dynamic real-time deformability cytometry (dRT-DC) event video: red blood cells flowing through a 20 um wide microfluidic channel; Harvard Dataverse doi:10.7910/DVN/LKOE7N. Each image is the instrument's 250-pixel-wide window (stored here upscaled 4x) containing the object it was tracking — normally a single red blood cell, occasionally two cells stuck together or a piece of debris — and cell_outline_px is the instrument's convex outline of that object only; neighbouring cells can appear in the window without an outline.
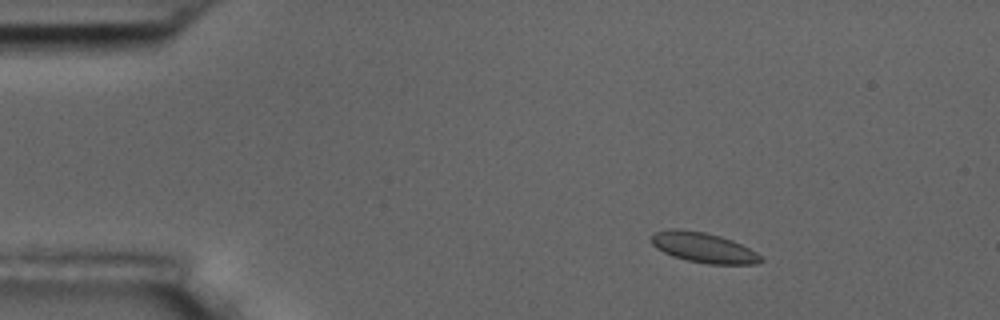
{"species": "common noctule bat (a hibernating species)", "species_latin": "Nyctalus noctula", "temperature_condition": "room temperature", "stored_images_in_passage": 5, "camera_frame_rate_fps": 3000, "um_per_image_px": 0.085, "animal": {"sex": "male", "body_mass_g": 17.5, "forearm_length_mm": 52.3}, "frame": {"image": 1, "passage_image": 2, "time_ms": 1.0, "image_size_px": [1000, 320], "cell_outline_px": [[764, 260], [756, 264], [708, 264], [688, 260], [672, 256], [656, 248], [648, 240], [648, 236], [656, 232], [668, 228], [680, 228], [704, 232], [720, 236], [732, 240], [756, 252]], "centroid_in_image_um": [59.73, 21.03], "position_along_channel_um": 25.3, "area_um2": 19.36}}
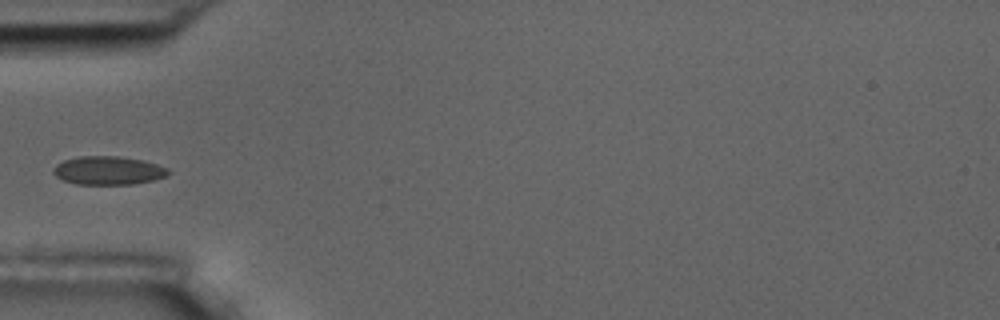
{"frame": {"image": 2, "passage_image": 5, "time_ms": 4.333, "image_size_px": [1000, 320], "cell_outline_px": [[172, 172], [164, 176], [152, 180], [132, 184], [76, 184], [64, 180], [56, 176], [52, 172], [52, 168], [56, 164], [64, 160], [76, 156], [116, 156], [144, 160], [168, 168]], "centroid_in_image_um": [9.17, 14.48], "position_along_channel_um": 75.8, "area_um2": 19.07}}